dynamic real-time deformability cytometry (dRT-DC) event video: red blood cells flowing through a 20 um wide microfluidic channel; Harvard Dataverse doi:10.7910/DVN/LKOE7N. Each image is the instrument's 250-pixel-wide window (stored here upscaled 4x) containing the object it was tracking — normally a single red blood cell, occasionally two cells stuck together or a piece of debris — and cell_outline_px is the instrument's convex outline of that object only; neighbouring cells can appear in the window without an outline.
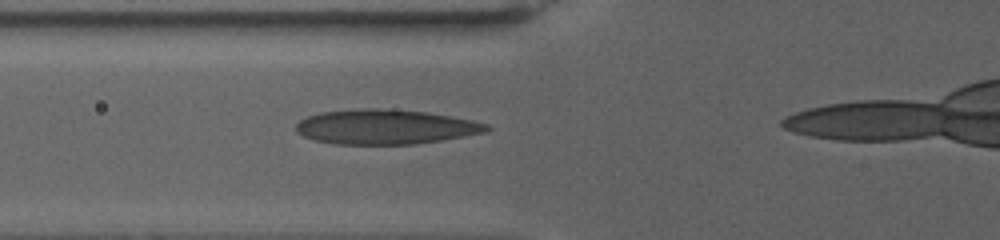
{"species": "human", "species_latin": "Homo sapiens", "temperature_condition": "warm", "stored_images_in_passage": 48, "camera_frame_rate_fps": 3000, "um_per_image_px": 0.085, "donor": {"sex": "female"}, "frame": {"image": 1, "passage_image": 12, "time_ms": 3.667, "image_size_px": [1000, 240], "cell_outline_px": [[492, 128], [484, 132], [440, 140], [412, 144], [336, 144], [312, 140], [296, 132], [296, 124], [300, 120], [308, 116], [320, 112], [360, 108], [376, 108], [424, 112], [472, 120], [488, 124]], "centroid_in_image_um": [32.7, 10.78], "position_along_channel_um": 93.1, "area_um2": 38.26}}
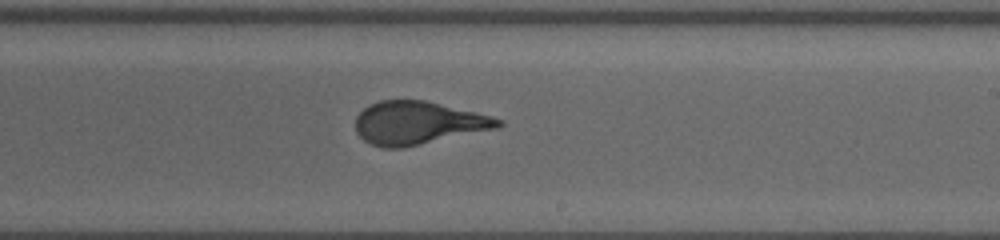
{"frame": {"image": 2, "passage_image": 29, "time_ms": 9.333, "image_size_px": [1000, 240], "cell_outline_px": [[504, 124], [496, 128], [404, 148], [384, 148], [372, 144], [364, 140], [356, 132], [356, 116], [368, 104], [380, 100], [424, 100], [492, 116], [504, 120]], "centroid_in_image_um": [35.51, 10.45], "position_along_channel_um": 253.5, "area_um2": 35.66}}
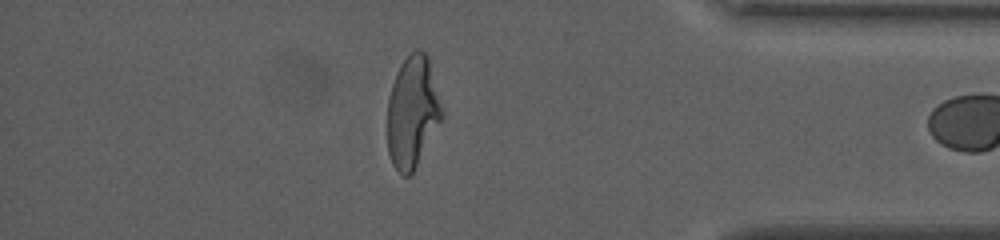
{"frame": {"image": 3, "passage_image": 47, "time_ms": 15.333, "image_size_px": [1000, 240], "cell_outline_px": [[444, 116], [412, 172], [408, 176], [404, 176], [392, 164], [388, 152], [388, 100], [392, 84], [396, 72], [400, 64], [416, 48], [420, 48], [428, 56]], "centroid_in_image_um": [35.06, 9.49], "position_along_channel_um": 400.1, "area_um2": 35.03}}